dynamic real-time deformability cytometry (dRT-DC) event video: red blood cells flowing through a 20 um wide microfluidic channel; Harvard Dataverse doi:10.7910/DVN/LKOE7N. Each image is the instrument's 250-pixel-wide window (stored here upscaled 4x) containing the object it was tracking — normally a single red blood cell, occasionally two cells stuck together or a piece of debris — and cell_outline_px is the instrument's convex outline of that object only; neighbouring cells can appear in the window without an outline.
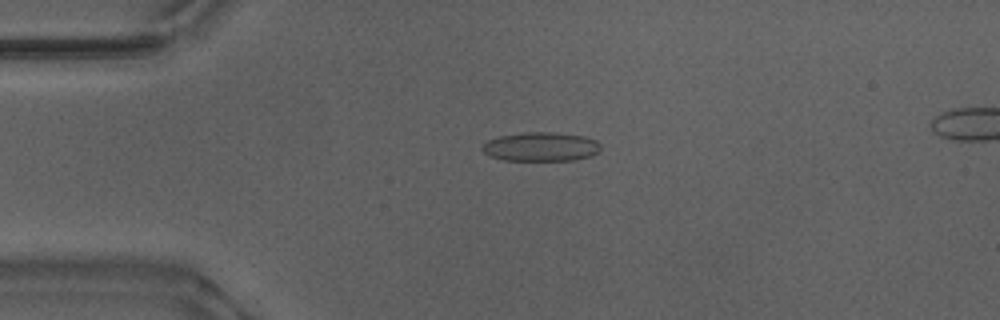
{"species": "Egyptian fruit bat (a non-hibernating species)", "species_latin": "Rousettus aegyptiacus", "temperature_condition": "warm", "stored_images_in_passage": 53, "camera_frame_rate_fps": 3000, "um_per_image_px": 0.085, "animal": {"sex": "male"}, "frame": {"image": 1, "passage_image": 13, "time_ms": 4.0, "image_size_px": [1000, 320], "cell_outline_px": [[600, 148], [592, 156], [576, 160], [504, 160], [492, 156], [484, 152], [480, 148], [488, 140], [500, 136], [524, 132], [552, 132], [584, 136], [596, 140], [600, 144]], "centroid_in_image_um": [45.99, 12.47], "position_along_channel_um": 39.0, "area_um2": 19.94}}
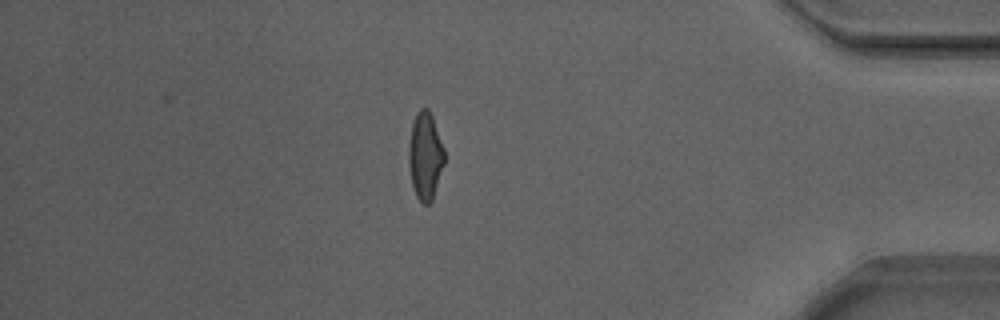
{"frame": {"image": 2, "passage_image": 46, "time_ms": 15.0, "image_size_px": [1000, 320], "cell_outline_px": [[444, 164], [432, 200], [428, 204], [424, 204], [416, 196], [412, 184], [408, 164], [408, 148], [412, 124], [416, 112], [420, 108], [428, 108], [432, 116], [444, 148]], "centroid_in_image_um": [36.13, 13.23], "position_along_channel_um": 399.1, "area_um2": 18.15}}
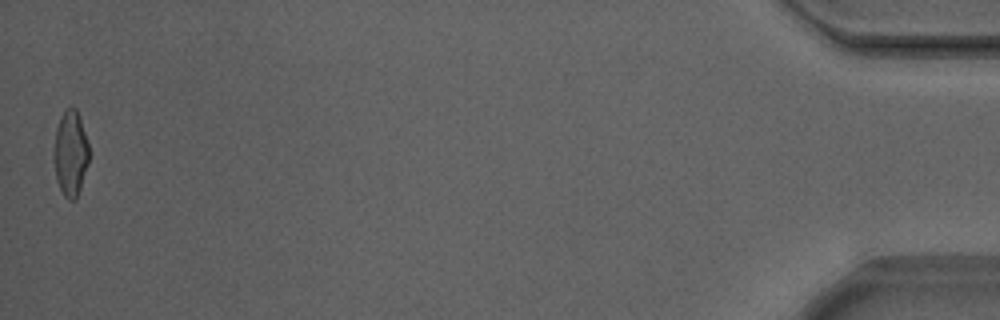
{"frame": {"image": 3, "passage_image": 53, "time_ms": 17.333, "image_size_px": [1000, 320], "cell_outline_px": [[88, 164], [76, 200], [68, 200], [64, 196], [56, 180], [56, 128], [60, 116], [68, 108], [76, 108], [80, 116], [88, 144]], "centroid_in_image_um": [6.03, 13.04], "position_along_channel_um": 429.2, "area_um2": 16.94}, "authors_computed_cell_mechanics": {"area_um2": 18.8428, "velocity_mm_per_s": 3.891, "shape_relaxation_time_tau1_ms": 10.1074, "shape_relaxation_time_tau2_ms": 0.8519, "deformation_change_tau1": 0.2332, "deformation_change_tau2": 0.0679}}